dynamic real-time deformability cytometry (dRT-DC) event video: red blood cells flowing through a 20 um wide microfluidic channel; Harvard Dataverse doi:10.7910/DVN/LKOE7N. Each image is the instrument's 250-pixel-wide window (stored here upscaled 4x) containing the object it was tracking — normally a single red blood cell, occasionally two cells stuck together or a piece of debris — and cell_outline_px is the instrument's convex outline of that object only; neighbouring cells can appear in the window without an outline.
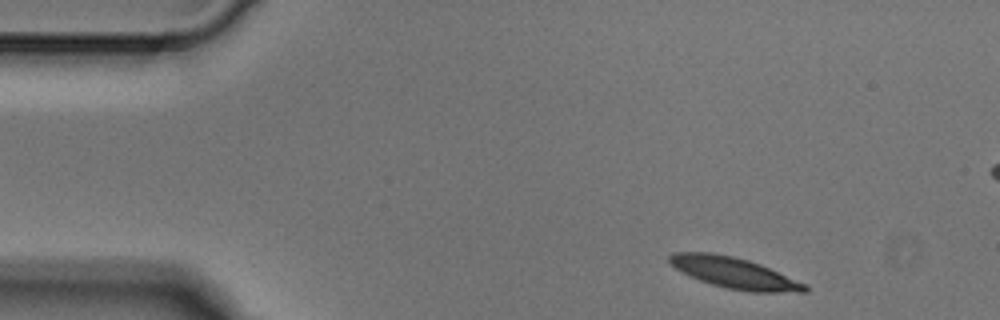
{"species": "Egyptian fruit bat (a non-hibernating species)", "species_latin": "Rousettus aegyptiacus", "temperature_condition": "cold", "stored_images_in_passage": 4, "camera_frame_rate_fps": 3000, "um_per_image_px": 0.085, "animal": {"sex": "male"}, "frame": {"image": 1, "passage_image": 1, "time_ms": 0.0, "image_size_px": [1000, 320], "cell_outline_px": [[808, 292], [748, 292], [724, 288], [700, 280], [676, 268], [668, 260], [668, 256], [676, 252], [712, 252], [732, 256], [748, 260], [760, 264], [808, 284]], "centroid_in_image_um": [62.47, 23.2], "position_along_channel_um": 22.5, "area_um2": 24.39}}